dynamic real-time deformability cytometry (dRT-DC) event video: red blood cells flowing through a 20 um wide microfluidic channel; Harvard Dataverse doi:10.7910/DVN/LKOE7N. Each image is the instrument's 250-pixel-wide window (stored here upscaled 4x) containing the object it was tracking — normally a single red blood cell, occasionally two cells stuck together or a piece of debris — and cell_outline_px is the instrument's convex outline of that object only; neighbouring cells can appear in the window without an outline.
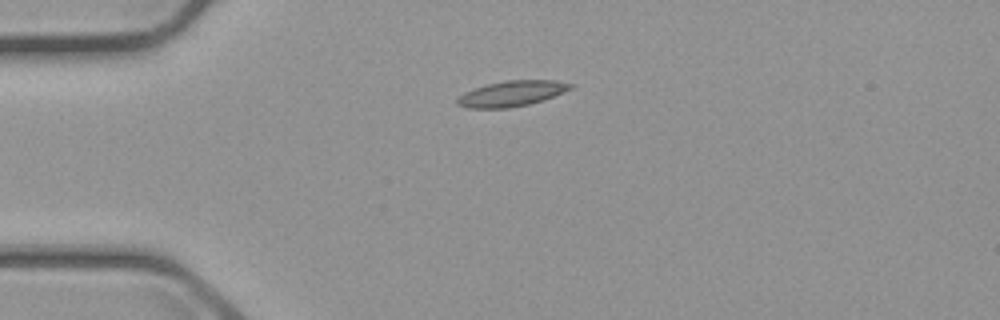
{"species": "common noctule bat (a hibernating species)", "species_latin": "Nyctalus noctula", "temperature_condition": "cold", "stored_images_in_passage": 2, "camera_frame_rate_fps": 3000, "um_per_image_px": 0.085, "animal": {"sex": "male", "body_mass_g": 23.1, "forearm_length_mm": 52.7}, "frame": {"image": 1, "passage_image": 1, "time_ms": 0.0, "image_size_px": [1000, 320], "cell_outline_px": [[572, 88], [552, 96], [528, 104], [508, 108], [468, 108], [456, 104], [456, 100], [464, 92], [488, 84], [508, 80], [556, 80], [572, 84]], "centroid_in_image_um": [43.46, 7.95], "position_along_channel_um": 41.5, "area_um2": 16.47}}